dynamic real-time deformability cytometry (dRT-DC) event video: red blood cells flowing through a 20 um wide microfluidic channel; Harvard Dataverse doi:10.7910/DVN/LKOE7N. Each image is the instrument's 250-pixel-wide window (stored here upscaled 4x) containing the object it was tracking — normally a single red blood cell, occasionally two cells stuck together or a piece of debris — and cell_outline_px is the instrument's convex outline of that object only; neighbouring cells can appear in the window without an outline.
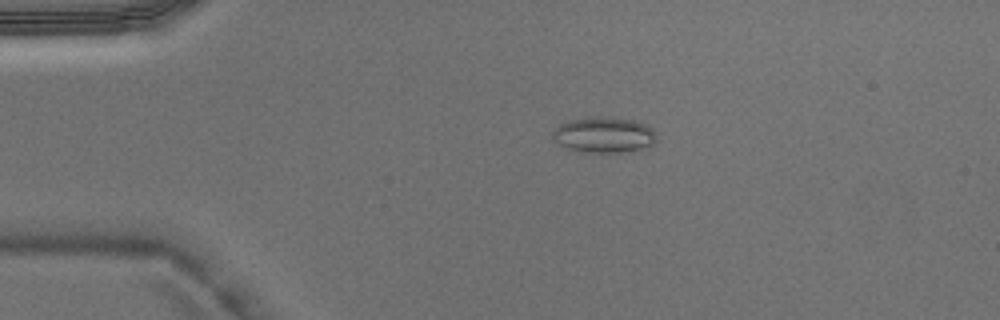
{"species": "Egyptian fruit bat (a non-hibernating species)", "species_latin": "Rousettus aegyptiacus", "temperature_condition": "warm", "stored_images_in_passage": 4, "camera_frame_rate_fps": 3000, "um_per_image_px": 0.085, "animal": {"sex": "male"}, "frame": {"image": 1, "passage_image": 4, "time_ms": 1.0, "image_size_px": [1000, 320], "cell_outline_px": [[656, 144], [624, 152], [580, 152], [556, 144], [552, 140], [552, 132], [560, 124], [568, 120], [588, 116], [612, 116], [632, 120], [644, 124], [652, 128], [656, 132]], "centroid_in_image_um": [51.3, 11.44], "position_along_channel_um": 33.7, "area_um2": 22.02}}